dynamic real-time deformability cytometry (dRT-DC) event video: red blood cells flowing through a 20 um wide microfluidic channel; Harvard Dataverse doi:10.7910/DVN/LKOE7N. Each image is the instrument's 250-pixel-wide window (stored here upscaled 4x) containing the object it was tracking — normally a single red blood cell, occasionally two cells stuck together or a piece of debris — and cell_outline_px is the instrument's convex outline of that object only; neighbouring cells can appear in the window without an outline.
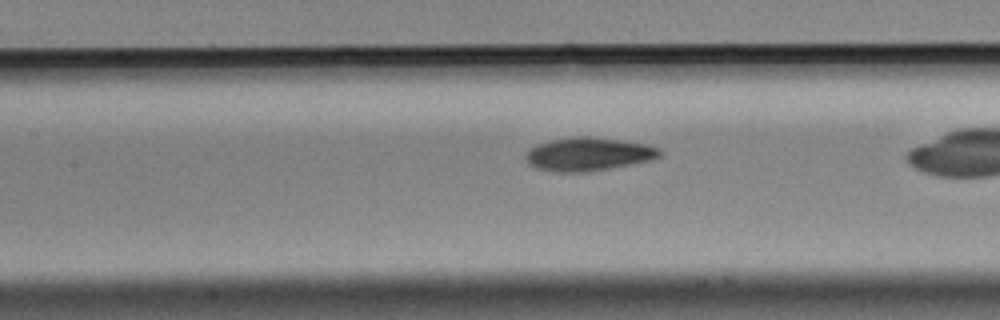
{"species": "Egyptian fruit bat (a non-hibernating species)", "species_latin": "Rousettus aegyptiacus", "temperature_condition": "cold", "stored_images_in_passage": 39, "camera_frame_rate_fps": 3000, "um_per_image_px": 0.085, "animal": {"sex": "male"}, "frame": {"image": 1, "passage_image": 20, "time_ms": 6.333, "image_size_px": [1000, 320], "cell_outline_px": [[664, 156], [652, 160], [608, 168], [584, 172], [556, 172], [536, 168], [528, 164], [524, 156], [528, 148], [536, 144], [552, 140], [572, 136], [588, 136], [620, 140], [648, 144], [660, 148], [664, 152]], "centroid_in_image_um": [50.02, 13.09], "position_along_channel_um": 157.4, "area_um2": 26.36}}
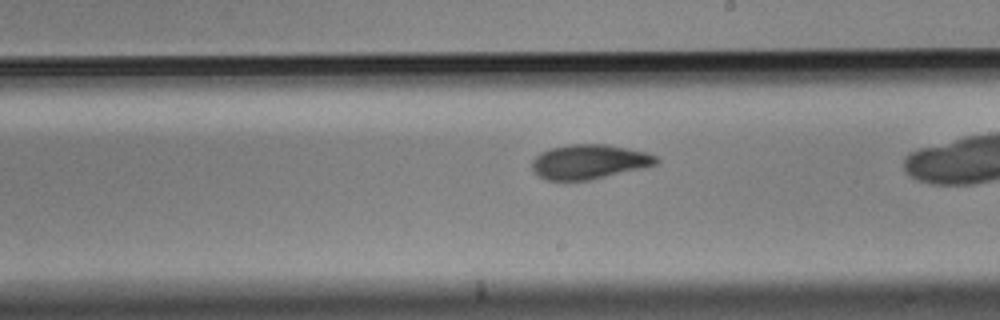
{"frame": {"image": 2, "passage_image": 27, "time_ms": 8.667, "image_size_px": [1000, 320], "cell_outline_px": [[660, 160], [656, 164], [644, 168], [592, 180], [544, 180], [532, 168], [532, 160], [540, 152], [552, 148], [568, 144], [608, 144], [648, 152], [656, 156]], "centroid_in_image_um": [50.12, 13.75], "position_along_channel_um": 238.9, "area_um2": 25.2}}
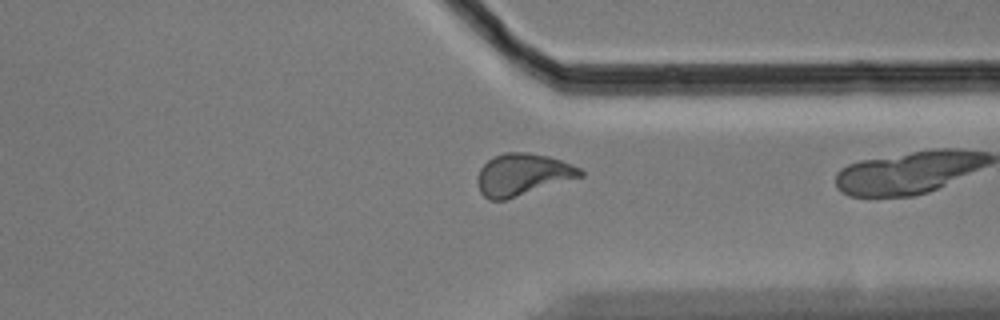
{"frame": {"image": 3, "passage_image": 38, "time_ms": 12.333, "image_size_px": [1000, 320], "cell_outline_px": [[584, 176], [504, 200], [488, 200], [480, 192], [476, 180], [480, 168], [488, 160], [504, 152], [528, 152], [548, 156], [572, 164], [580, 168], [584, 172]], "centroid_in_image_um": [44.42, 14.83], "position_along_channel_um": 367.0, "area_um2": 25.09}}